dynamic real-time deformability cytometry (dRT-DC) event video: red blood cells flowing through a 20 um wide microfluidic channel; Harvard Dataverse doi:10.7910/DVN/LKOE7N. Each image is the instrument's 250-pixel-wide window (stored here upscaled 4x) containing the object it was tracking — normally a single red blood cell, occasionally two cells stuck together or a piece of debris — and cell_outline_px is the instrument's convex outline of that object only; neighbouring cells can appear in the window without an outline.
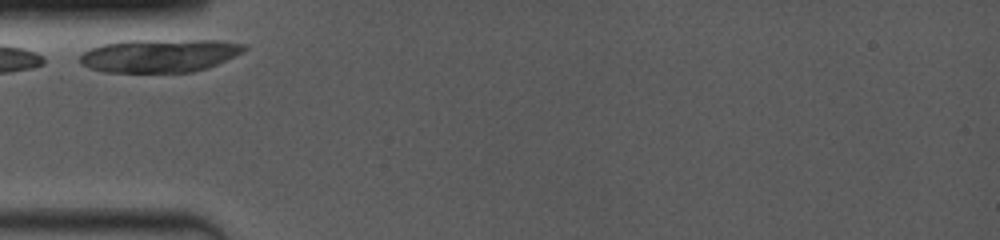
{"species": "common noctule bat (a hibernating species)", "species_latin": "Nyctalus noctula", "temperature_condition": "room temperature", "stored_images_in_passage": 6, "camera_frame_rate_fps": 4000, "um_per_image_px": 0.085, "animal": {"sex": "female", "body_mass_g": 19.0, "forearm_length_mm": 53.3}, "frame": {"image": 1, "passage_image": 1, "time_ms": 0.0, "image_size_px": [1000, 240], "cell_outline_px": [[248, 48], [244, 52], [236, 56], [208, 68], [192, 72], [104, 72], [88, 68], [80, 64], [80, 56], [84, 52], [92, 48], [104, 44], [128, 40], [212, 40], [244, 44]], "centroid_in_image_um": [13.58, 4.73], "position_along_channel_um": 71.4, "area_um2": 31.85}}
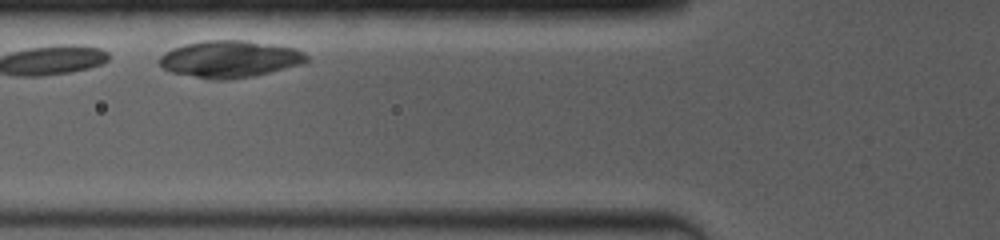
{"frame": {"image": 2, "passage_image": 2, "time_ms": 1.0, "image_size_px": [1000, 240], "cell_outline_px": [[308, 60], [304, 64], [252, 76], [228, 80], [212, 80], [168, 72], [160, 64], [160, 56], [164, 52], [172, 48], [184, 44], [204, 40], [244, 40], [272, 44], [296, 48], [304, 52], [308, 56]], "centroid_in_image_um": [19.53, 5.02], "position_along_channel_um": 106.3, "area_um2": 31.96}}
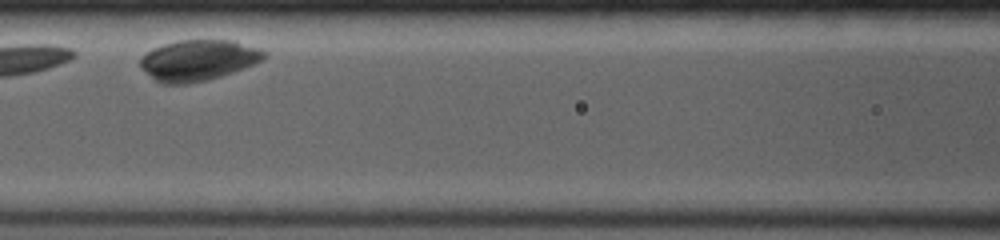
{"frame": {"image": 3, "passage_image": 3, "time_ms": 2.25, "image_size_px": [1000, 240], "cell_outline_px": [[268, 56], [264, 60], [232, 72], [208, 80], [188, 84], [164, 84], [156, 80], [140, 68], [140, 56], [152, 48], [164, 44], [180, 40], [232, 40], [260, 48], [268, 52]], "centroid_in_image_um": [16.86, 5.11], "position_along_channel_um": 149.7, "area_um2": 29.65}}